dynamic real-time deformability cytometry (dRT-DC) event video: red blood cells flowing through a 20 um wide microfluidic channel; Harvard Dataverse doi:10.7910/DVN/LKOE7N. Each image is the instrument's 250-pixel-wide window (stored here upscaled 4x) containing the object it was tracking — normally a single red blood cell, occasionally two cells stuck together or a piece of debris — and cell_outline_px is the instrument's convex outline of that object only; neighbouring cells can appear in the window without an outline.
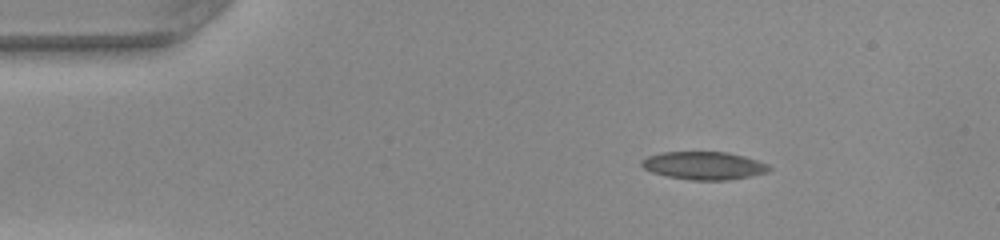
{"species": "common noctule bat (a hibernating species)", "species_latin": "Nyctalus noctula", "temperature_condition": "warm", "stored_images_in_passage": 43, "camera_frame_rate_fps": 3000, "um_per_image_px": 0.085, "animal": {"sex": "female", "body_mass_g": 22.0, "forearm_length_mm": 56.7}, "frame": {"image": 1, "passage_image": 1, "time_ms": 0.0, "image_size_px": [1000, 240], "cell_outline_px": [[772, 168], [768, 172], [728, 180], [692, 180], [668, 176], [652, 172], [644, 168], [640, 164], [640, 160], [648, 156], [660, 152], [724, 152], [744, 156], [768, 164]], "centroid_in_image_um": [59.81, 14.07], "position_along_channel_um": 25.2, "area_um2": 20.63}}
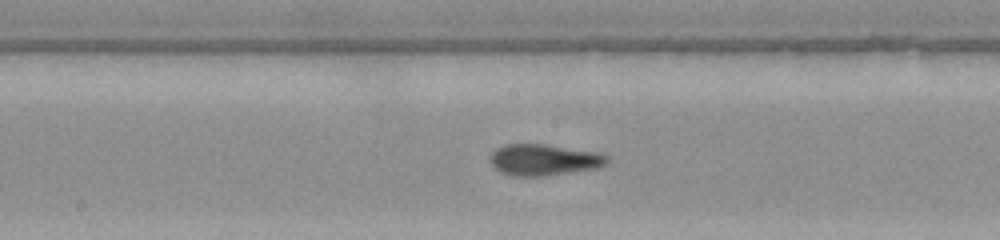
{"frame": {"image": 2, "passage_image": 19, "time_ms": 6.0, "image_size_px": [1000, 240], "cell_outline_px": [[608, 160], [604, 164], [596, 168], [540, 176], [512, 176], [500, 172], [492, 164], [492, 152], [496, 148], [504, 144], [544, 144], [596, 152], [608, 156]], "centroid_in_image_um": [46.2, 13.58], "position_along_channel_um": 202.0, "area_um2": 20.92}}
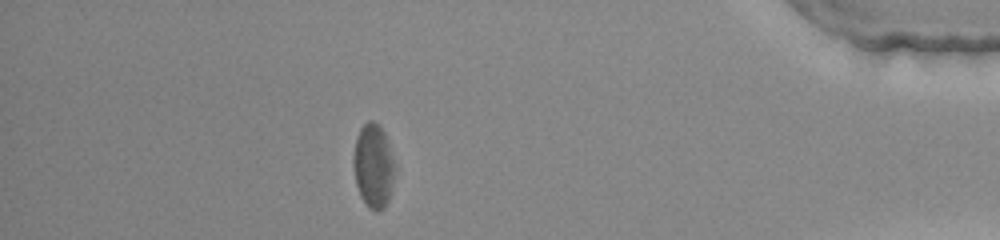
{"frame": {"image": 3, "passage_image": 37, "time_ms": 12.0, "image_size_px": [1000, 240], "cell_outline_px": [[396, 172], [388, 200], [384, 208], [376, 212], [368, 208], [360, 196], [356, 184], [352, 164], [352, 160], [356, 140], [360, 128], [368, 120], [372, 120], [380, 124], [388, 140], [396, 168]], "centroid_in_image_um": [31.75, 14.1], "position_along_channel_um": 403.5, "area_um2": 20.69}, "authors_computed_cell_mechanics": {"area_um2": 20.8658, "velocity_mm_per_s": 4.1101, "shape_relaxation_time_tau1_ms": 5.3021, "shape_relaxation_time_tau2_ms": 1.9437, "deformation_change_tau1": 0.1492, "deformation_change_tau2": 0.1003}}